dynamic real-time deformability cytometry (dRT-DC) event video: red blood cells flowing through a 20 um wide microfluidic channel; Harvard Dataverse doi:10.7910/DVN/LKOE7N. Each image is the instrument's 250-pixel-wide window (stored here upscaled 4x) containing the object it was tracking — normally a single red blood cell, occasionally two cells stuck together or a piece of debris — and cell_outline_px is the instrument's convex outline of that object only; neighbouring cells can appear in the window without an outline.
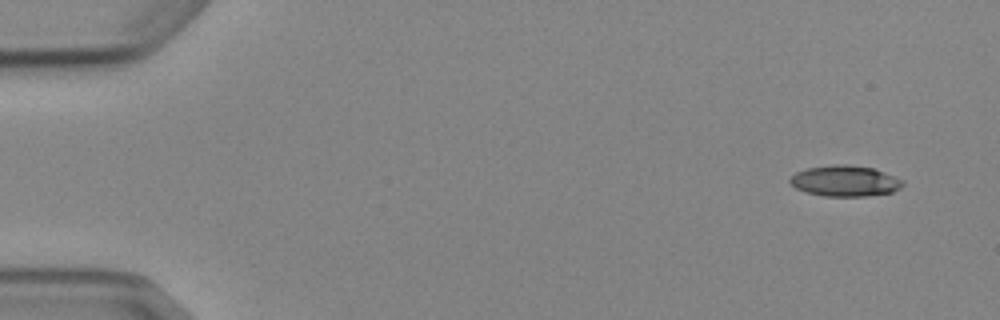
{"species": "Egyptian fruit bat (a non-hibernating species)", "species_latin": "Rousettus aegyptiacus", "temperature_condition": "cold", "stored_images_in_passage": 5, "camera_frame_rate_fps": 3000, "um_per_image_px": 0.085, "animal": {"sex": "female"}, "frame": {"image": 1, "passage_image": 1, "time_ms": 0.0, "image_size_px": [1000, 320], "cell_outline_px": [[904, 184], [900, 188], [892, 192], [868, 196], [824, 196], [808, 192], [796, 188], [788, 180], [796, 172], [808, 168], [832, 164], [848, 164], [872, 168], [884, 172], [904, 180]], "centroid_in_image_um": [71.85, 15.37], "position_along_channel_um": 13.2, "area_um2": 20.23}}
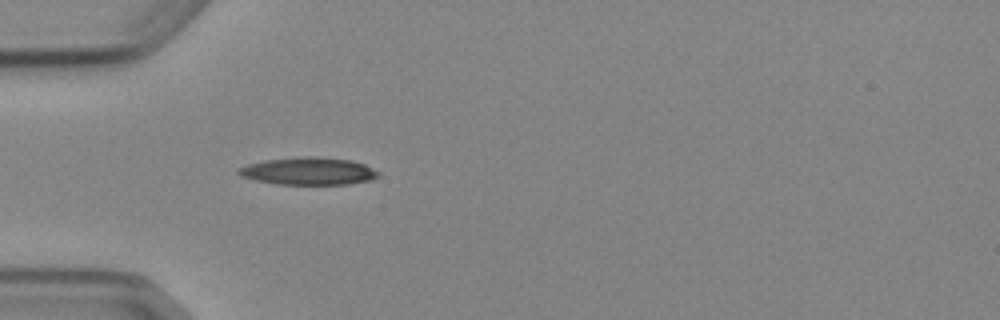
{"frame": {"image": 2, "passage_image": 5, "time_ms": 4.333, "image_size_px": [1000, 320], "cell_outline_px": [[380, 176], [372, 180], [348, 184], [276, 184], [256, 180], [240, 176], [236, 172], [236, 168], [248, 164], [264, 160], [304, 156], [316, 156], [348, 160], [364, 164], [380, 172]], "centroid_in_image_um": [26.21, 14.54], "position_along_channel_um": 58.8, "area_um2": 22.48}}